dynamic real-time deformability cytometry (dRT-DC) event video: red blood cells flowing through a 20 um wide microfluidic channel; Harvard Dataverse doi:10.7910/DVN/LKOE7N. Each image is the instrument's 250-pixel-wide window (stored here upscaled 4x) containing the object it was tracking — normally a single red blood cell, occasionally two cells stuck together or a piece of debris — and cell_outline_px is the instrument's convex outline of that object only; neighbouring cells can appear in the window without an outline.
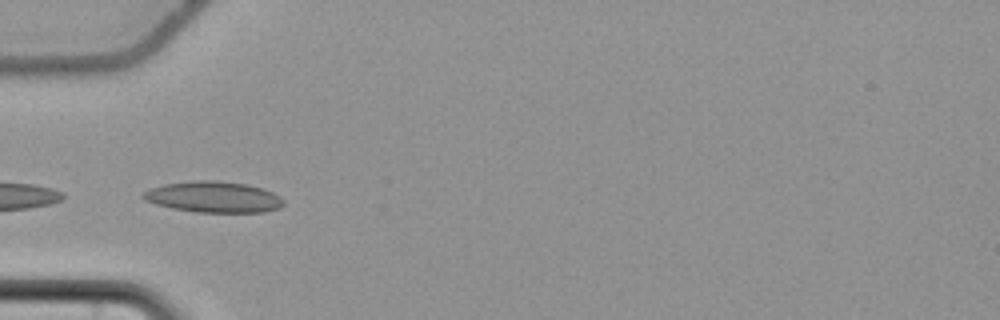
{"species": "common noctule bat (a hibernating species)", "species_latin": "Nyctalus noctula", "temperature_condition": "cold", "stored_images_in_passage": 39, "camera_frame_rate_fps": 3000, "um_per_image_px": 0.085, "animal": {"sex": "female", "body_mass_g": 22.7, "forearm_length_mm": 54.2}, "frame": {"image": 1, "passage_image": 1, "time_ms": 0.0, "image_size_px": [1000, 320], "cell_outline_px": [[284, 204], [280, 208], [264, 212], [196, 212], [172, 208], [156, 204], [144, 200], [140, 196], [144, 192], [152, 188], [164, 184], [192, 180], [212, 180], [244, 184], [260, 188], [272, 192], [280, 196], [284, 200]], "centroid_in_image_um": [18.14, 16.75], "position_along_channel_um": 66.9, "area_um2": 25.32}, "authors_computed_cell_mechanics": {"area_um2": 23.12, "velocity_mm_per_s": 3.6791, "shape_relaxation_time_tau1_ms": 4.6256, "shape_relaxation_time_tau2_ms": 6.1432, "deformation_change_tau1": 0.0784, "deformation_change_tau2": 0.1259}}